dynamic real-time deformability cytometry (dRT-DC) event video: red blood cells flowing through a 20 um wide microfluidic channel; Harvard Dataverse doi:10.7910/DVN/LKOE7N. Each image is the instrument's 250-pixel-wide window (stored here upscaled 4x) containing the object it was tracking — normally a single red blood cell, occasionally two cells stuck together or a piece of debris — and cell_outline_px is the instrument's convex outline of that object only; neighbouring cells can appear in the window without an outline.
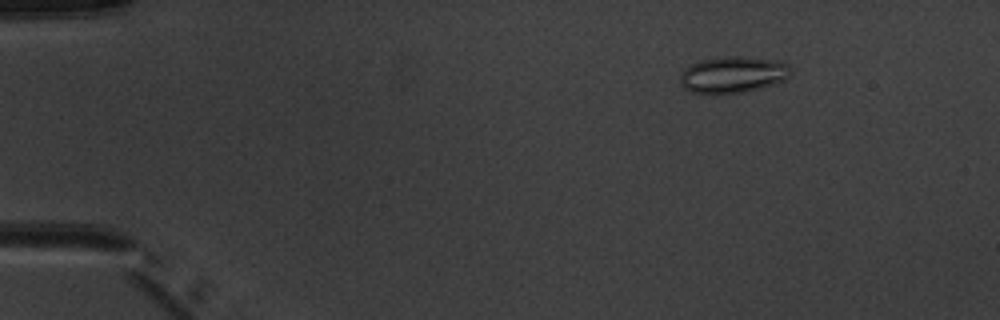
{"species": "common noctule bat (a hibernating species)", "species_latin": "Nyctalus noctula", "temperature_condition": "warm", "stored_images_in_passage": 5, "camera_frame_rate_fps": 3000, "um_per_image_px": 0.085, "animal": {"sex": "male", "body_mass_g": 20.1, "forearm_length_mm": 53.5}, "frame": {"image": 1, "passage_image": 3, "time_ms": 2.333, "image_size_px": [1000, 320], "cell_outline_px": [[792, 68], [788, 76], [784, 80], [760, 88], [744, 92], [692, 92], [684, 88], [680, 80], [680, 72], [684, 68], [700, 60], [720, 56], [740, 56], [784, 60]], "centroid_in_image_um": [62.33, 6.3], "position_along_channel_um": 22.7, "area_um2": 23.47}}
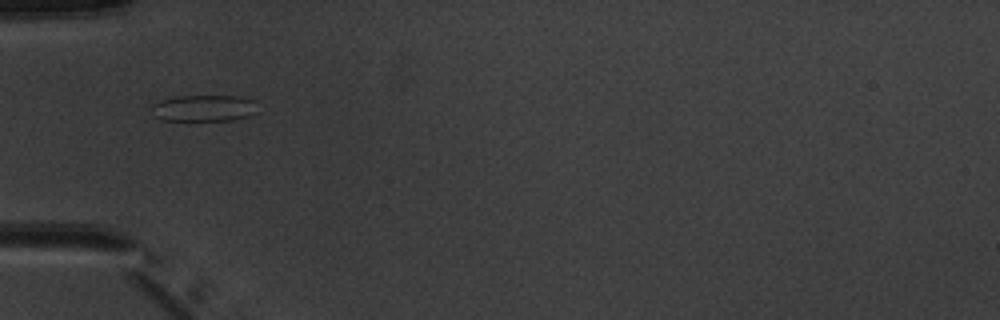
{"frame": {"image": 2, "passage_image": 5, "time_ms": 5.667, "image_size_px": [1000, 320], "cell_outline_px": [[256, 112], [248, 116], [232, 120], [160, 120], [156, 116], [152, 108], [152, 104], [160, 100], [176, 96], [236, 96], [256, 100]], "centroid_in_image_um": [17.35, 9.18], "position_along_channel_um": 67.7, "area_um2": 16.3}}